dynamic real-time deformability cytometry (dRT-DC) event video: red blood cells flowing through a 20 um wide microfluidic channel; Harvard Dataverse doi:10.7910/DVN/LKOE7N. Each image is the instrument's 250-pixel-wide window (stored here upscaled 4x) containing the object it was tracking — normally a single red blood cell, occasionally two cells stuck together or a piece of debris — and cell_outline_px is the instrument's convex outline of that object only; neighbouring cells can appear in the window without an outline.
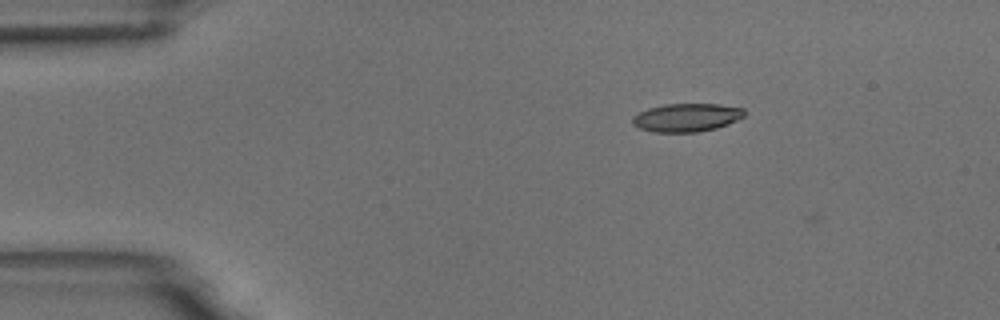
{"species": "common noctule bat (a hibernating species)", "species_latin": "Nyctalus noctula", "temperature_condition": "room temperature", "stored_images_in_passage": 4, "camera_frame_rate_fps": 3000, "um_per_image_px": 0.085, "animal": {"sex": "male", "body_mass_g": 18.8}, "frame": {"image": 1, "passage_image": 3, "time_ms": 0.667, "image_size_px": [1000, 320], "cell_outline_px": [[744, 116], [728, 124], [716, 128], [696, 132], [652, 132], [640, 128], [632, 124], [632, 116], [648, 108], [664, 104], [720, 104], [744, 108]], "centroid_in_image_um": [58.35, 9.98], "position_along_channel_um": 26.7, "area_um2": 18.44}}